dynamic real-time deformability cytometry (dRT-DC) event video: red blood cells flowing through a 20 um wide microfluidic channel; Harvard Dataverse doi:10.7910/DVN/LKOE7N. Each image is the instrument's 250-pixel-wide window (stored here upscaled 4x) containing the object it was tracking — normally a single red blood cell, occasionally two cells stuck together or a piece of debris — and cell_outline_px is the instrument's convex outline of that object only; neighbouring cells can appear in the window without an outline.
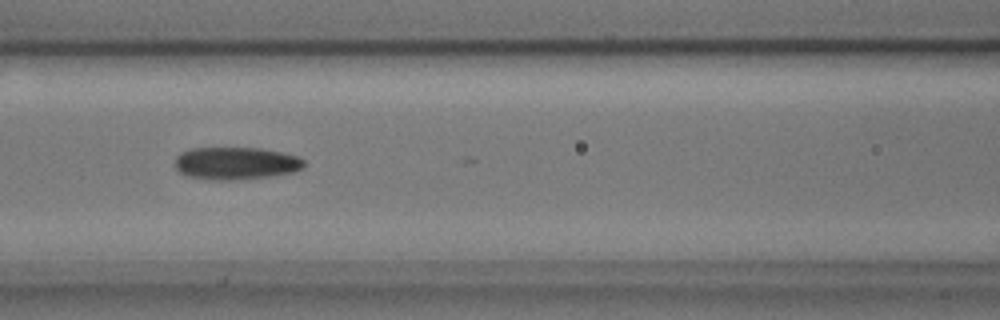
{"species": "common noctule bat (a hibernating species)", "species_latin": "Nyctalus noctula", "temperature_condition": "cold", "stored_images_in_passage": 6, "camera_frame_rate_fps": 3000, "um_per_image_px": 0.085, "animal": {"sex": "male", "body_mass_g": 17.9, "forearm_length_mm": 54.2}, "frame": {"image": 1, "passage_image": 5, "time_ms": 1.333, "image_size_px": [1000, 320], "cell_outline_px": [[304, 164], [300, 168], [292, 172], [268, 176], [232, 180], [212, 180], [188, 176], [180, 172], [176, 168], [176, 156], [180, 152], [192, 148], [260, 148], [280, 152], [296, 156], [304, 160]], "centroid_in_image_um": [20.0, 13.87], "position_along_channel_um": 146.6, "area_um2": 24.16}}